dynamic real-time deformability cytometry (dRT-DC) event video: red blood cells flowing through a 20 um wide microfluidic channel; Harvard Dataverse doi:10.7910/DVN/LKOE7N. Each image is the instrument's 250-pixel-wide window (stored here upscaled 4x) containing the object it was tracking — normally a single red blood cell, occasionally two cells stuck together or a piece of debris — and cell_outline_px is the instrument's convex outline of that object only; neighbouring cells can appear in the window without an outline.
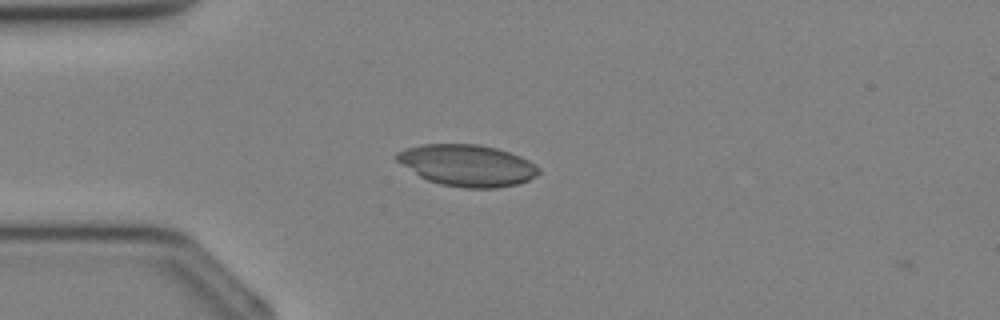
{"species": "Egyptian fruit bat (a non-hibernating species)", "species_latin": "Rousettus aegyptiacus", "temperature_condition": "cold", "stored_images_in_passage": 2, "camera_frame_rate_fps": 3000, "um_per_image_px": 0.085, "animal": {"sex": "female"}, "frame": {"image": 1, "passage_image": 1, "time_ms": 0.0, "image_size_px": [1000, 320], "cell_outline_px": [[540, 172], [536, 176], [528, 180], [516, 184], [496, 188], [464, 188], [440, 184], [428, 180], [420, 176], [396, 160], [396, 152], [420, 144], [480, 144], [496, 148], [520, 156], [536, 164], [540, 168]], "centroid_in_image_um": [39.74, 14.05], "position_along_channel_um": 45.3, "area_um2": 34.28}}